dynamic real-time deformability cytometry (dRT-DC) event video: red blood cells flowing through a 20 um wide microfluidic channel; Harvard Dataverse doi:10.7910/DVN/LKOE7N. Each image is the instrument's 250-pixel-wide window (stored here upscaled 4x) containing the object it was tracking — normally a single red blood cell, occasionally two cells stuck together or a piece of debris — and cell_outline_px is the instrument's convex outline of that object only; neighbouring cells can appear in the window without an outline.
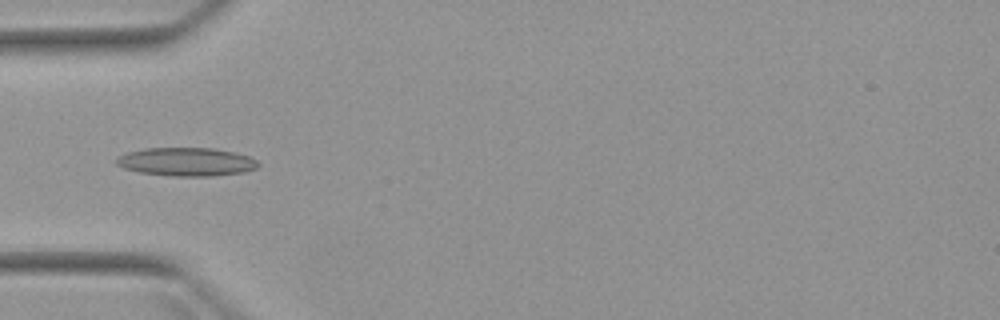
{"species": "Egyptian fruit bat (a non-hibernating species)", "species_latin": "Rousettus aegyptiacus", "temperature_condition": "warm", "stored_images_in_passage": 5, "camera_frame_rate_fps": 3000, "um_per_image_px": 0.085, "animal": {"sex": "female"}, "frame": {"image": 1, "passage_image": 4, "time_ms": 3.667, "image_size_px": [1000, 320], "cell_outline_px": [[260, 164], [256, 168], [244, 172], [212, 176], [172, 176], [140, 172], [124, 168], [116, 164], [116, 160], [120, 156], [128, 152], [144, 148], [212, 148], [236, 152], [248, 156], [256, 160]], "centroid_in_image_um": [15.87, 13.75], "position_along_channel_um": 69.1, "area_um2": 23.41}}
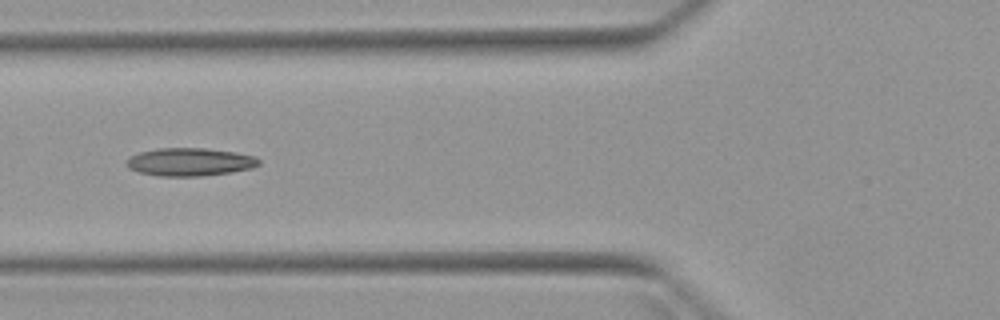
{"frame": {"image": 2, "passage_image": 5, "time_ms": 4.667, "image_size_px": [1000, 320], "cell_outline_px": [[260, 164], [252, 168], [232, 172], [200, 176], [160, 176], [140, 172], [128, 168], [124, 164], [132, 156], [140, 152], [160, 148], [204, 148], [236, 152], [252, 156], [260, 160]], "centroid_in_image_um": [16.14, 13.77], "position_along_channel_um": 109.7, "area_um2": 21.44}}